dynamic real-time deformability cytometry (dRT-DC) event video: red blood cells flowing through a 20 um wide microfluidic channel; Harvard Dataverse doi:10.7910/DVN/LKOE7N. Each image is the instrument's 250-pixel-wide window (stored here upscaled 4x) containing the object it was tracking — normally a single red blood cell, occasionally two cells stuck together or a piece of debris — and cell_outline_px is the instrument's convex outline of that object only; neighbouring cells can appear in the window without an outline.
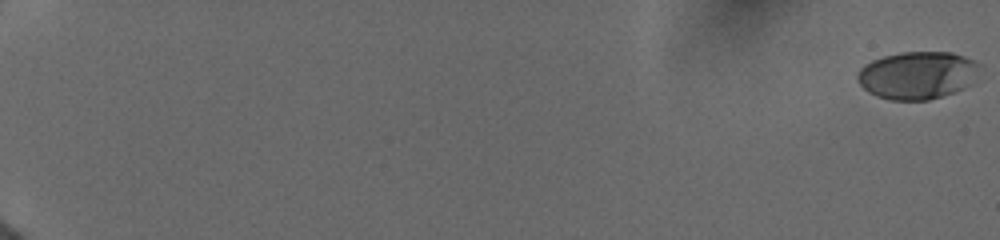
{"species": "human", "species_latin": "Homo sapiens", "temperature_condition": "cold", "stored_images_in_passage": 59, "camera_frame_rate_fps": 3000, "um_per_image_px": 0.085, "donor": {"sex": "female"}, "frame": {"image": 1, "passage_image": 1, "time_ms": 0.0, "image_size_px": [1000, 240], "cell_outline_px": [[980, 64], [968, 84], [964, 88], [928, 100], [892, 100], [876, 96], [868, 92], [856, 80], [856, 76], [860, 68], [864, 64], [872, 60], [884, 56], [900, 52], [952, 52], [976, 60]], "centroid_in_image_um": [77.92, 6.38], "position_along_channel_um": 7.1, "area_um2": 33.7}}
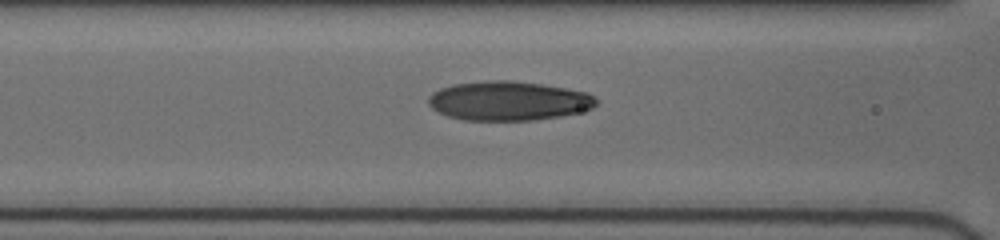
{"frame": {"image": 2, "passage_image": 49, "time_ms": 9.0, "image_size_px": [1000, 240], "cell_outline_px": [[596, 104], [592, 108], [584, 112], [560, 116], [532, 120], [464, 120], [448, 116], [432, 108], [428, 104], [428, 96], [432, 92], [440, 88], [452, 84], [484, 80], [512, 80], [540, 84], [588, 92], [596, 100]], "centroid_in_image_um": [43.2, 8.57], "position_along_channel_um": 123.4, "area_um2": 38.49}}
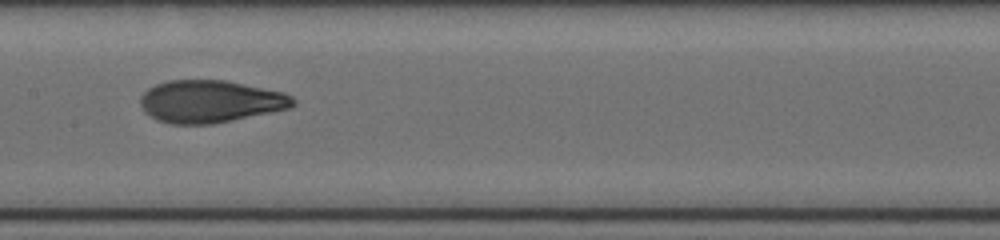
{"frame": {"image": 3, "passage_image": 58, "time_ms": 10.667, "image_size_px": [1000, 240], "cell_outline_px": [[296, 104], [288, 108], [232, 120], [212, 124], [172, 124], [156, 120], [144, 112], [140, 104], [140, 96], [148, 88], [156, 84], [168, 80], [224, 80], [284, 92], [292, 96], [296, 100]], "centroid_in_image_um": [17.84, 8.62], "position_along_channel_um": 189.6, "area_um2": 37.69}}